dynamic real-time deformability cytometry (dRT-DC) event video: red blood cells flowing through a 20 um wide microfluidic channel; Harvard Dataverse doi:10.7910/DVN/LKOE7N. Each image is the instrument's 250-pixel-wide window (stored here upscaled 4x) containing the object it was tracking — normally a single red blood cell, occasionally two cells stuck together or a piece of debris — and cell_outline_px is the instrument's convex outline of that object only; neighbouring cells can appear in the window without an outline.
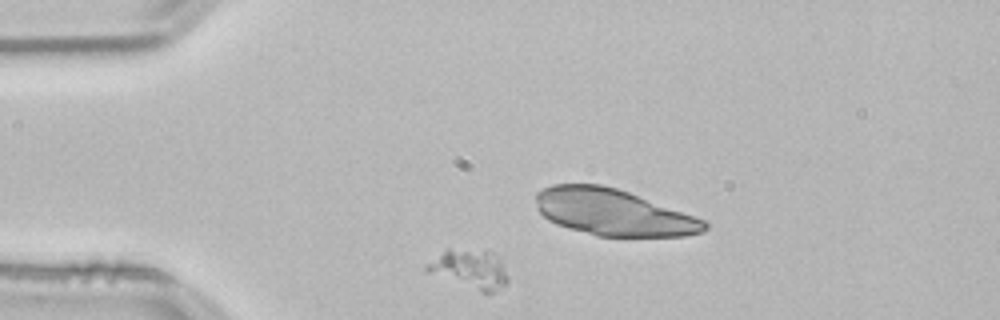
{"species": "common noctule bat (a hibernating species)", "species_latin": "Nyctalus noctula", "temperature_condition": "room temperature", "stored_images_in_passage": 32, "camera_frame_rate_fps": 3000, "um_per_image_px": 0.085, "animal": {"sex": "male", "body_mass_g": 21.5, "forearm_length_mm": 52.0}, "frame": {"image": 1, "passage_image": 10, "time_ms": 3.0, "image_size_px": [1000, 320], "cell_outline_px": [[508, 280], [504, 284], [492, 292], [484, 292], [428, 272], [424, 268], [424, 264], [448, 248], [484, 248], [500, 256], [508, 276]], "centroid_in_image_um": [39.95, 22.78], "position_along_channel_um": 45.1, "area_um2": 18.5}}